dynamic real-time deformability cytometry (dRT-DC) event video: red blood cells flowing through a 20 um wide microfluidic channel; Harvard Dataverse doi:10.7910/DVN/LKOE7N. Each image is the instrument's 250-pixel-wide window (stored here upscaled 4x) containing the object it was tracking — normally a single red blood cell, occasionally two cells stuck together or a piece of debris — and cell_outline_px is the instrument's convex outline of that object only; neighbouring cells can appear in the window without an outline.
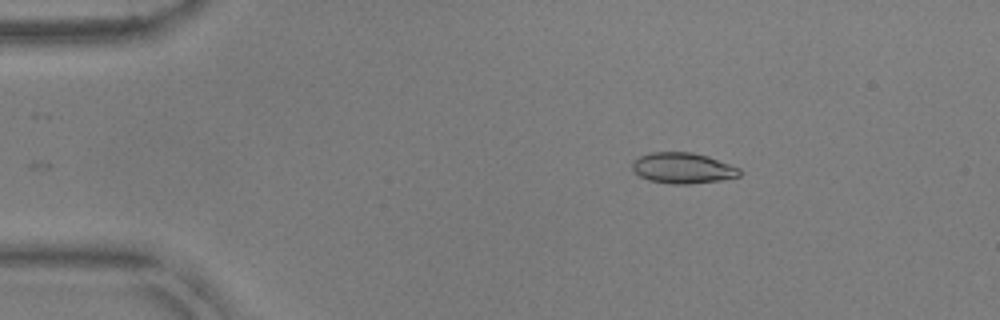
{"species": "common noctule bat (a hibernating species)", "species_latin": "Nyctalus noctula", "temperature_condition": "warm", "stored_images_in_passage": 37, "camera_frame_rate_fps": 3000, "um_per_image_px": 0.085, "animal": {"sex": "male", "body_mass_g": 17.9, "forearm_length_mm": 54.2}, "frame": {"image": 1, "passage_image": 2, "time_ms": 0.333, "image_size_px": [1000, 320], "cell_outline_px": [[740, 176], [720, 180], [688, 184], [672, 184], [648, 180], [640, 176], [632, 168], [632, 164], [640, 156], [652, 152], [692, 152], [708, 156], [740, 168]], "centroid_in_image_um": [58.05, 14.28], "position_along_channel_um": 26.9, "area_um2": 19.07}}
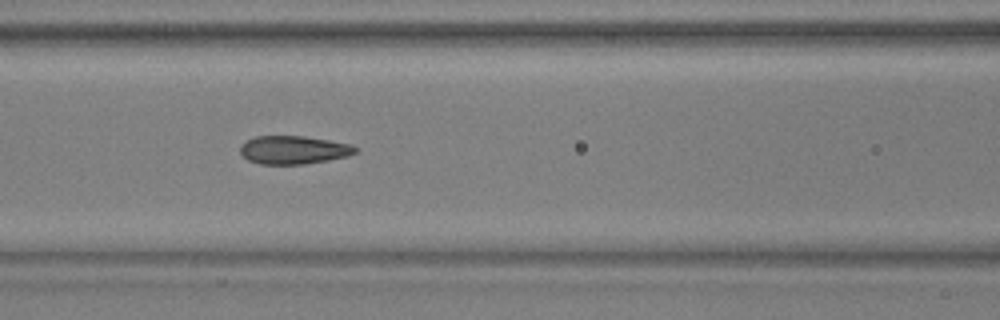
{"frame": {"image": 2, "passage_image": 16, "time_ms": 5.0, "image_size_px": [1000, 320], "cell_outline_px": [[360, 148], [356, 152], [348, 156], [328, 160], [304, 164], [260, 164], [248, 160], [240, 152], [240, 144], [256, 136], [304, 136], [352, 144]], "centroid_in_image_um": [24.98, 12.74], "position_along_channel_um": 141.6, "area_um2": 19.02}}
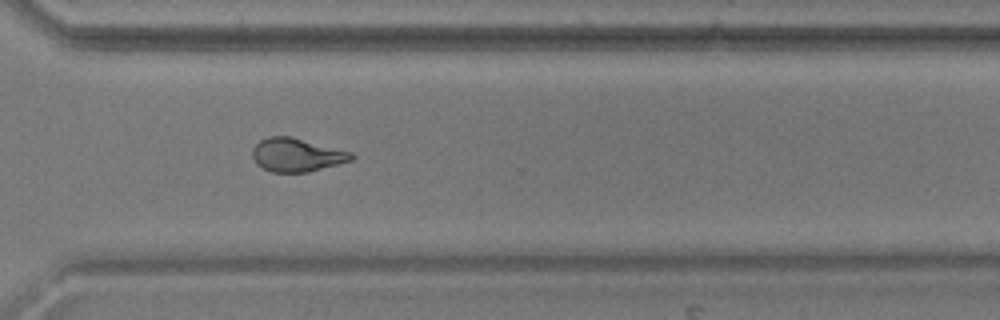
{"frame": {"image": 3, "passage_image": 32, "time_ms": 10.333, "image_size_px": [1000, 320], "cell_outline_px": [[356, 156], [352, 160], [308, 172], [272, 172], [256, 164], [252, 156], [252, 148], [260, 140], [268, 136], [292, 136], [352, 152]], "centroid_in_image_um": [25.21, 13.15], "position_along_channel_um": 345.4, "area_um2": 19.36}, "authors_computed_cell_mechanics": {"area_um2": 18.9584, "velocity_mm_per_s": 3.8258, "shape_relaxation_time_tau1_ms": null, "shape_relaxation_time_tau2_ms": 1.1834, "deformation_change_tau1": null, "deformation_change_tau2": 0.074}}